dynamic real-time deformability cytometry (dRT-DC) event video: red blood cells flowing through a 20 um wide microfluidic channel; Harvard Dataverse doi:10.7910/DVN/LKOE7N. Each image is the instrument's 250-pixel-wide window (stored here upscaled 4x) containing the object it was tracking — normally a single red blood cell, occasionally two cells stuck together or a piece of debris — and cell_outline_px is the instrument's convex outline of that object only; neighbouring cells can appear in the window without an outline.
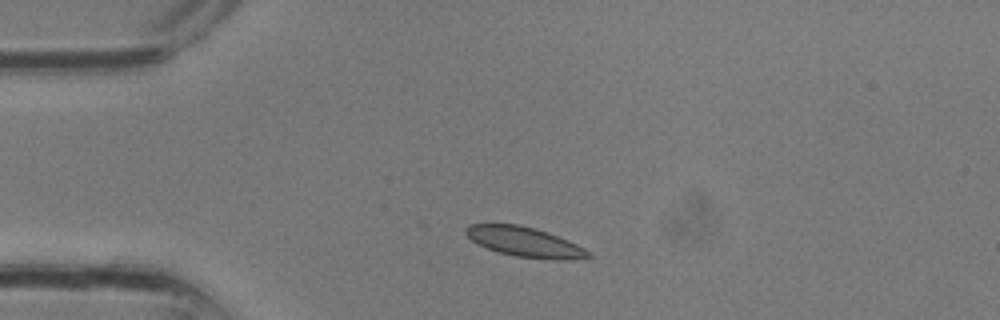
{"species": "common noctule bat (a hibernating species)", "species_latin": "Nyctalus noctula", "temperature_condition": "room temperature", "stored_images_in_passage": 6, "camera_frame_rate_fps": 3000, "um_per_image_px": 0.085, "animal": {"sex": "male", "body_mass_g": 13.3}, "frame": {"image": 1, "passage_image": 1, "time_ms": 0.0, "image_size_px": [1000, 320], "cell_outline_px": [[592, 256], [568, 260], [556, 260], [516, 256], [500, 252], [476, 244], [464, 232], [464, 228], [468, 224], [520, 224], [548, 232], [568, 240], [592, 252]], "centroid_in_image_um": [44.6, 20.56], "position_along_channel_um": 40.4, "area_um2": 21.27}}
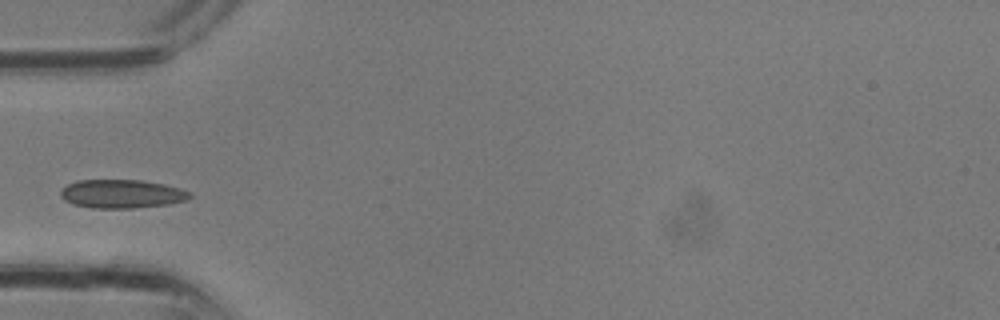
{"frame": {"image": 2, "passage_image": 4, "time_ms": 1.0, "image_size_px": [1000, 320], "cell_outline_px": [[192, 196], [188, 200], [168, 204], [136, 208], [92, 208], [72, 204], [64, 200], [60, 196], [60, 192], [68, 184], [76, 180], [140, 180], [164, 184], [192, 192]], "centroid_in_image_um": [10.36, 16.48], "position_along_channel_um": 74.6, "area_um2": 21.62}}
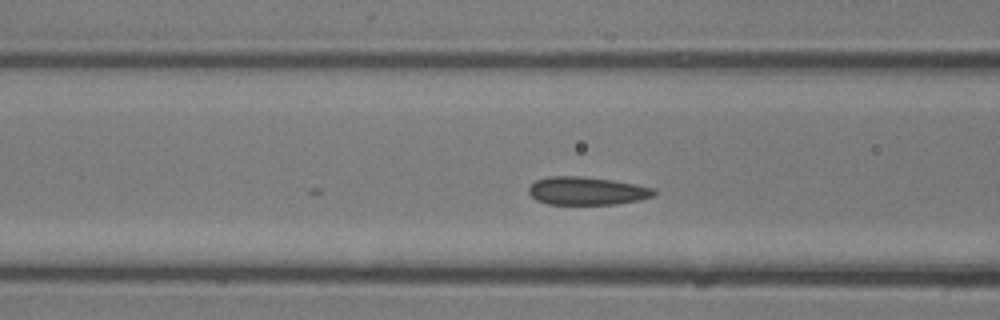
{"frame": {"image": 3, "passage_image": 6, "time_ms": 1.667, "image_size_px": [1000, 320], "cell_outline_px": [[656, 196], [640, 200], [616, 204], [548, 204], [536, 200], [528, 192], [528, 188], [536, 180], [548, 176], [580, 176], [612, 180], [636, 184], [656, 188]], "centroid_in_image_um": [49.92, 16.22], "position_along_channel_um": 116.7, "area_um2": 20.63}}